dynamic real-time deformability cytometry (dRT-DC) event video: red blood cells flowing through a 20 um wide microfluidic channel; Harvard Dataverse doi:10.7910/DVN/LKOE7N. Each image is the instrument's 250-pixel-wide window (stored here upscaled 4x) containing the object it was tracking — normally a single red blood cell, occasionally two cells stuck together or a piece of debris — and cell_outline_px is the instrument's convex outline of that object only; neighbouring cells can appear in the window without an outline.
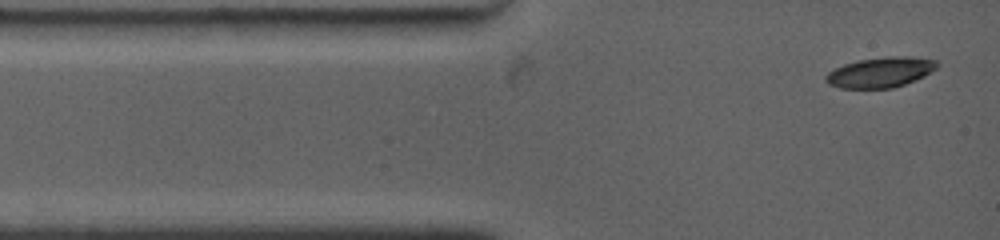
{"species": "common noctule bat (a hibernating species)", "species_latin": "Nyctalus noctula", "temperature_condition": "warm", "stored_images_in_passage": 29, "camera_frame_rate_fps": 4500, "um_per_image_px": 0.085, "animal": {"sex": "female", "body_mass_g": 19.0, "forearm_length_mm": 53.3}, "frame": {"image": 1, "passage_image": 1, "time_ms": 0.0, "image_size_px": [1000, 240], "cell_outline_px": [[940, 64], [936, 68], [924, 76], [904, 84], [892, 88], [840, 88], [828, 84], [824, 80], [824, 76], [828, 72], [844, 64], [860, 60], [888, 56], [912, 56], [936, 60]], "centroid_in_image_um": [74.83, 6.14], "position_along_channel_um": 10.2, "area_um2": 19.59}}
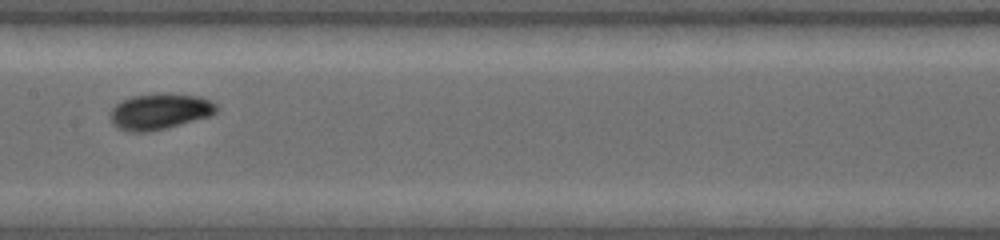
{"frame": {"image": 2, "passage_image": 13, "time_ms": 5.778, "image_size_px": [1000, 240], "cell_outline_px": [[216, 112], [208, 116], [164, 128], [144, 132], [132, 132], [120, 128], [112, 120], [112, 108], [120, 100], [132, 96], [156, 92], [168, 92], [200, 96], [216, 104]], "centroid_in_image_um": [13.58, 9.42], "position_along_channel_um": 193.8, "area_um2": 21.96}}
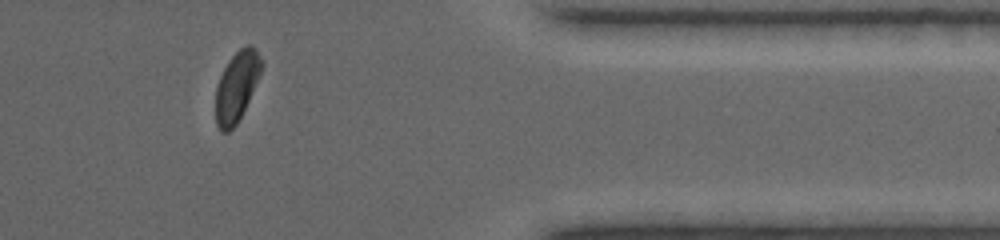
{"frame": {"image": 3, "passage_image": 25, "time_ms": 11.556, "image_size_px": [1000, 240], "cell_outline_px": [[264, 64], [248, 100], [236, 124], [228, 132], [220, 132], [216, 124], [216, 84], [228, 60], [240, 48], [248, 44], [252, 44], [256, 48]], "centroid_in_image_um": [20.11, 7.31], "position_along_channel_um": 391.3, "area_um2": 18.5}, "authors_computed_cell_mechanics": {"area_um2": 20.1144, "velocity_mm_per_s": 3.8053, "shape_relaxation_time_tau1_ms": 3.3095, "shape_relaxation_time_tau2_ms": 2.7125, "deformation_change_tau1": 0.1198, "deformation_change_tau2": 0.0515}}